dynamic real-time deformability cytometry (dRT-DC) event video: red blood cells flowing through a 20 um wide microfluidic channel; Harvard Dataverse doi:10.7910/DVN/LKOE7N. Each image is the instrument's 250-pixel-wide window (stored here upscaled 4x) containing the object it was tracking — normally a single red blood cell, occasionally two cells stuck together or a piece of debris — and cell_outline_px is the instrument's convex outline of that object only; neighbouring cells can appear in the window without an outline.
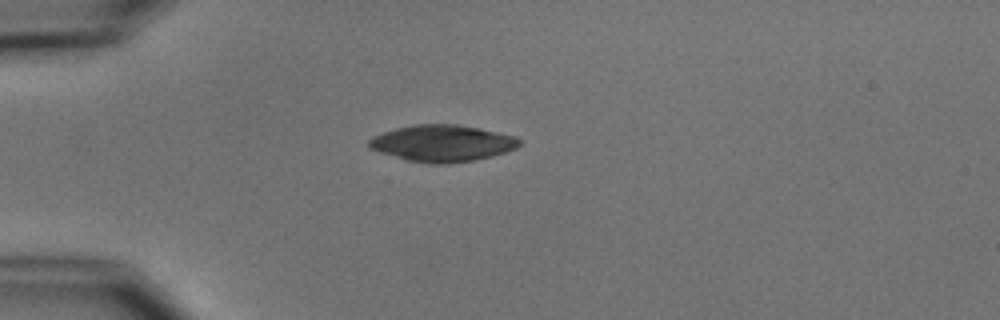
{"species": "common noctule bat (a hibernating species)", "species_latin": "Nyctalus noctula", "temperature_condition": "cold", "stored_images_in_passage": 1, "camera_frame_rate_fps": 3000, "um_per_image_px": 0.085, "animal": {"sex": "male", "body_mass_g": 15.6}, "frame": {"image": 1, "passage_image": 1, "time_ms": 0.0, "image_size_px": [1000, 320], "cell_outline_px": [[524, 144], [516, 148], [492, 156], [476, 160], [448, 164], [428, 164], [408, 160], [380, 152], [368, 148], [368, 140], [372, 136], [396, 128], [412, 124], [456, 124], [516, 136], [524, 140]], "centroid_in_image_um": [37.62, 12.18], "position_along_channel_um": 47.4, "area_um2": 32.31}}